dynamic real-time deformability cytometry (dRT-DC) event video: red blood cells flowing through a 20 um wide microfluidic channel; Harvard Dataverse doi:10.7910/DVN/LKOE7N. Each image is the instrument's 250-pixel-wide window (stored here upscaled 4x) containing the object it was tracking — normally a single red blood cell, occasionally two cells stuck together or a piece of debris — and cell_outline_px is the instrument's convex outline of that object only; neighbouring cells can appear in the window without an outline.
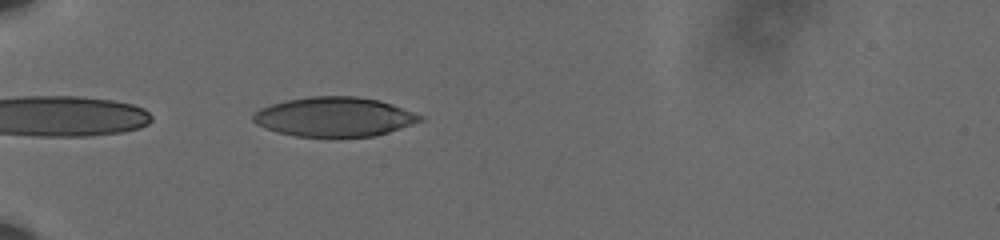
{"species": "human", "species_latin": "Homo sapiens", "temperature_condition": "cold", "stored_images_in_passage": 7, "segment_of_instrument_passage": [1, 2], "camera_frame_rate_fps": 3000, "um_per_image_px": 0.085, "donor": {"sex": "male"}, "frame": {"image": 1, "passage_image": 1, "time_ms": 0.0, "image_size_px": [1000, 240], "cell_outline_px": [[424, 120], [388, 132], [372, 136], [336, 140], [296, 136], [276, 132], [264, 128], [256, 124], [252, 120], [252, 116], [260, 108], [272, 104], [288, 100], [312, 96], [356, 96], [380, 100], [392, 104], [424, 116]], "centroid_in_image_um": [28.41, 9.97], "position_along_channel_um": 56.6, "area_um2": 39.25}}
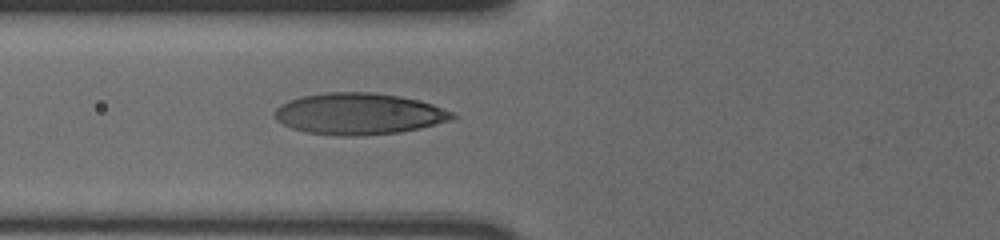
{"frame": {"image": 2, "passage_image": 6, "time_ms": 1.667, "image_size_px": [1000, 240], "cell_outline_px": [[456, 116], [448, 120], [420, 128], [400, 132], [360, 136], [336, 136], [308, 132], [292, 128], [276, 120], [276, 108], [280, 104], [288, 100], [300, 96], [328, 92], [372, 92], [420, 100], [432, 104], [452, 112]], "centroid_in_image_um": [30.47, 9.67], "position_along_channel_um": 95.3, "area_um2": 42.71}}